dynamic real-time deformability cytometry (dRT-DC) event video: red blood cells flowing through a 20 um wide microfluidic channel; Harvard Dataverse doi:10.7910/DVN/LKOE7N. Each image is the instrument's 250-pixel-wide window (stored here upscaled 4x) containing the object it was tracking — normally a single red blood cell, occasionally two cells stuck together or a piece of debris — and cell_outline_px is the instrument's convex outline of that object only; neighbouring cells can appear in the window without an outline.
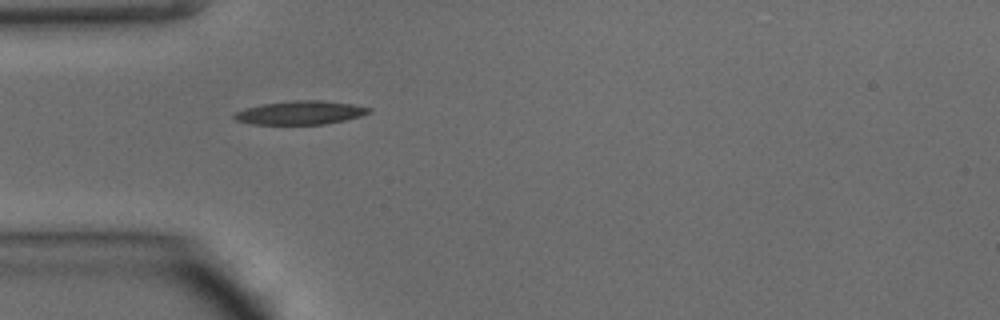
{"species": "common noctule bat (a hibernating species)", "species_latin": "Nyctalus noctula", "temperature_condition": "warm", "stored_images_in_passage": 15, "camera_frame_rate_fps": 3000, "um_per_image_px": 0.085, "animal": {"sex": "male", "body_mass_g": 15.6}, "frame": {"image": 1, "passage_image": 1, "time_ms": 0.0, "image_size_px": [1000, 320], "cell_outline_px": [[372, 112], [360, 116], [344, 120], [324, 124], [252, 124], [236, 120], [232, 116], [236, 112], [244, 108], [264, 104], [296, 100], [320, 100], [352, 104], [372, 108]], "centroid_in_image_um": [25.54, 9.58], "position_along_channel_um": 59.5, "area_um2": 18.38}}